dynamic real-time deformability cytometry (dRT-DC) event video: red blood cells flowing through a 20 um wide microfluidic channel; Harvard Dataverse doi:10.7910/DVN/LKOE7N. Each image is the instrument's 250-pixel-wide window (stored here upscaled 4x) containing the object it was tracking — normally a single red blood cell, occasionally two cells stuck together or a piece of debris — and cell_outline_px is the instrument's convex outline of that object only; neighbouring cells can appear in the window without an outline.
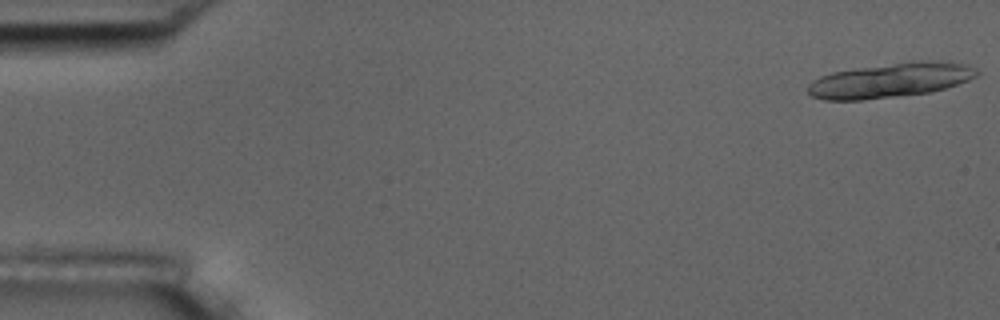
{"species": "common noctule bat (a hibernating species)", "species_latin": "Nyctalus noctula", "temperature_condition": "room temperature", "stored_images_in_passage": 9, "segment_of_instrument_passage": [1, 2], "camera_frame_rate_fps": 3000, "um_per_image_px": 0.085, "animal": {"sex": "male", "body_mass_g": 17.5, "forearm_length_mm": 52.3}, "frame": {"image": 1, "passage_image": 1, "time_ms": 0.0, "image_size_px": [1000, 320], "cell_outline_px": [[980, 72], [976, 76], [968, 80], [944, 88], [928, 92], [864, 100], [824, 100], [812, 96], [808, 92], [808, 84], [812, 80], [820, 76], [832, 72], [856, 68], [912, 60], [920, 60], [964, 64], [976, 68]], "centroid_in_image_um": [75.63, 6.82], "position_along_channel_um": 9.4, "area_um2": 33.87}}